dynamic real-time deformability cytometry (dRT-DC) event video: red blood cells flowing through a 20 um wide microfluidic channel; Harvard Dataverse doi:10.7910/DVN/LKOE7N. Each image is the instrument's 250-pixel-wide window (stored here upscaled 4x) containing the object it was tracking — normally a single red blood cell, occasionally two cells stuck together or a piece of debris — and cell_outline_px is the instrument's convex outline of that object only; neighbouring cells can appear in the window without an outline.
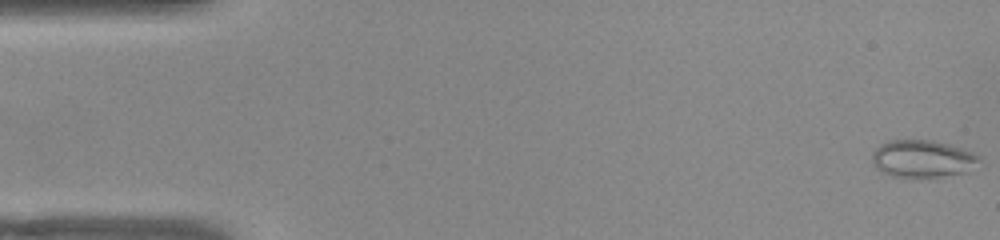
{"species": "common noctule bat (a hibernating species)", "species_latin": "Nyctalus noctula", "temperature_condition": "warm", "stored_images_in_passage": 52, "camera_frame_rate_fps": 3000, "um_per_image_px": 0.085, "animal": {"sex": "female", "body_mass_g": 22.0, "forearm_length_mm": 56.7}, "frame": {"image": 1, "passage_image": 1, "time_ms": 0.0, "image_size_px": [1000, 240], "cell_outline_px": [[980, 160], [964, 172], [940, 176], [908, 180], [892, 176], [876, 168], [872, 164], [872, 152], [880, 144], [888, 140], [932, 140], [952, 144], [972, 152], [980, 156]], "centroid_in_image_um": [78.35, 13.5], "position_along_channel_um": 6.6, "area_um2": 23.7}}
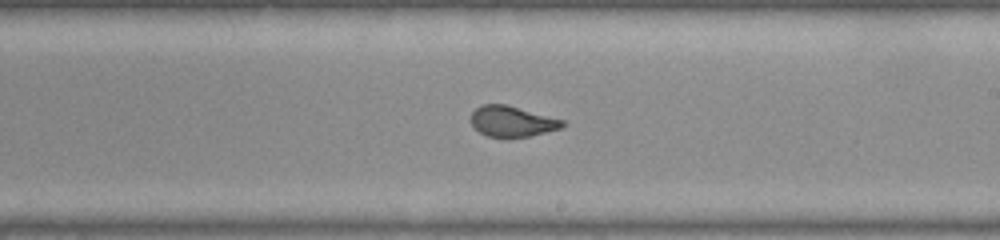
{"frame": {"image": 2, "passage_image": 30, "time_ms": 9.667, "image_size_px": [1000, 240], "cell_outline_px": [[568, 124], [560, 128], [528, 136], [504, 140], [488, 136], [480, 132], [472, 124], [472, 112], [480, 104], [508, 104], [564, 120]], "centroid_in_image_um": [43.53, 10.33], "position_along_channel_um": 245.5, "area_um2": 16.7}}
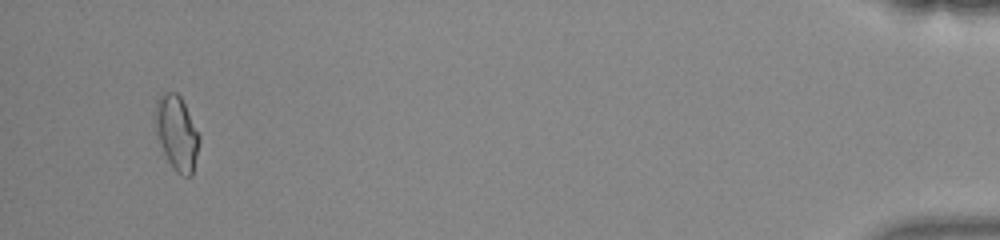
{"frame": {"image": 3, "passage_image": 50, "time_ms": 16.333, "image_size_px": [1000, 240], "cell_outline_px": [[200, 140], [192, 176], [184, 176], [176, 172], [172, 168], [156, 136], [156, 100], [160, 92], [176, 92], [180, 96], [200, 136]], "centroid_in_image_um": [15.02, 11.3], "position_along_channel_um": 420.2, "area_um2": 18.96}}